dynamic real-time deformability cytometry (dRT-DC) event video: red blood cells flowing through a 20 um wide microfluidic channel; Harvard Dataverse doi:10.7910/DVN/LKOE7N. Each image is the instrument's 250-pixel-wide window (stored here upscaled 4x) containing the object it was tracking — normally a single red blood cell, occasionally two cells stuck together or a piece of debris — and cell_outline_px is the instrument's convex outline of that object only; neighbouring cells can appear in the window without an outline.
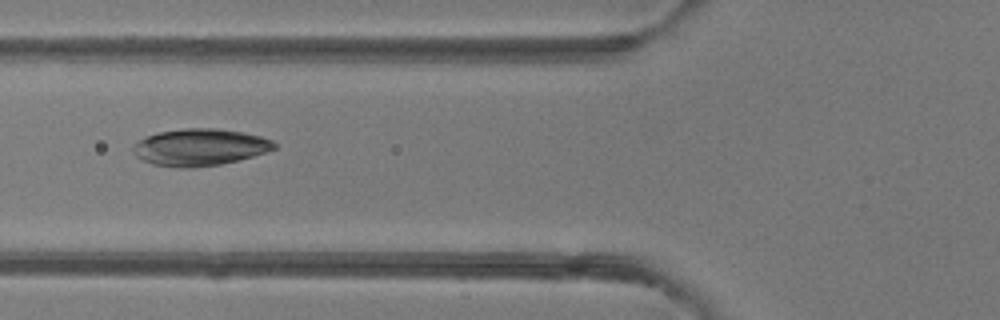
{"species": "common noctule bat (a hibernating species)", "species_latin": "Nyctalus noctula", "temperature_condition": "room temperature", "stored_images_in_passage": 3, "camera_frame_rate_fps": 3000, "um_per_image_px": 0.085, "animal": {"sex": "female"}, "frame": {"image": 1, "passage_image": 3, "time_ms": 2.0, "image_size_px": [1000, 320], "cell_outline_px": [[276, 148], [252, 156], [220, 164], [192, 168], [180, 168], [152, 164], [136, 156], [132, 148], [140, 140], [148, 136], [160, 132], [184, 128], [220, 128], [260, 136], [272, 140], [276, 144]], "centroid_in_image_um": [16.99, 12.51], "position_along_channel_um": 108.8, "area_um2": 30.0}}